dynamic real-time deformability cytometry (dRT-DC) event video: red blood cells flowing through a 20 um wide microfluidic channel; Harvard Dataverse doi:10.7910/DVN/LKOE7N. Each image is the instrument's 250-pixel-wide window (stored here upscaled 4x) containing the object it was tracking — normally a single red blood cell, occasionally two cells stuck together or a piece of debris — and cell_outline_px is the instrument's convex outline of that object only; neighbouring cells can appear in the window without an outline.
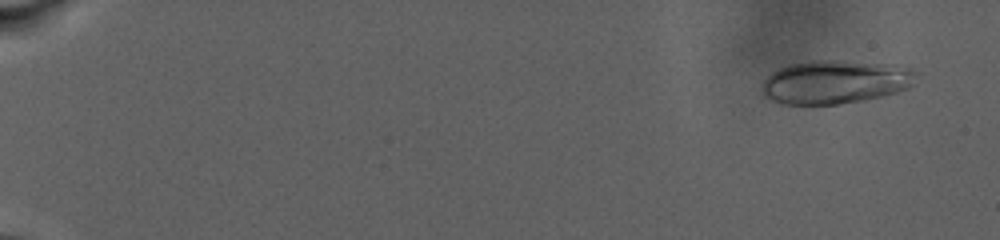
{"species": "human", "species_latin": "Homo sapiens", "temperature_condition": "warm", "stored_images_in_passage": 38, "camera_frame_rate_fps": 3000, "um_per_image_px": 0.085, "donor": {"sex": "male"}, "frame": {"image": 1, "passage_image": 7, "time_ms": 1.333, "image_size_px": [1000, 240], "cell_outline_px": [[916, 72], [912, 84], [908, 88], [896, 92], [864, 100], [840, 104], [780, 104], [764, 96], [760, 88], [760, 84], [772, 72], [780, 68], [792, 64], [812, 60], [844, 60], [884, 64], [912, 68]], "centroid_in_image_um": [70.95, 6.97], "position_along_channel_um": 14.1, "area_um2": 39.07}}
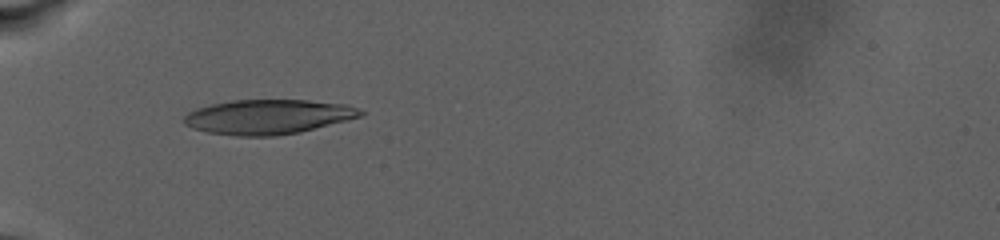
{"frame": {"image": 2, "passage_image": 37, "time_ms": 9.667, "image_size_px": [1000, 240], "cell_outline_px": [[364, 112], [360, 116], [300, 132], [276, 136], [236, 136], [208, 132], [192, 128], [184, 124], [184, 116], [188, 112], [196, 108], [212, 104], [232, 100], [308, 100], [348, 104]], "centroid_in_image_um": [22.75, 9.93], "position_along_channel_um": 62.3, "area_um2": 35.49}}